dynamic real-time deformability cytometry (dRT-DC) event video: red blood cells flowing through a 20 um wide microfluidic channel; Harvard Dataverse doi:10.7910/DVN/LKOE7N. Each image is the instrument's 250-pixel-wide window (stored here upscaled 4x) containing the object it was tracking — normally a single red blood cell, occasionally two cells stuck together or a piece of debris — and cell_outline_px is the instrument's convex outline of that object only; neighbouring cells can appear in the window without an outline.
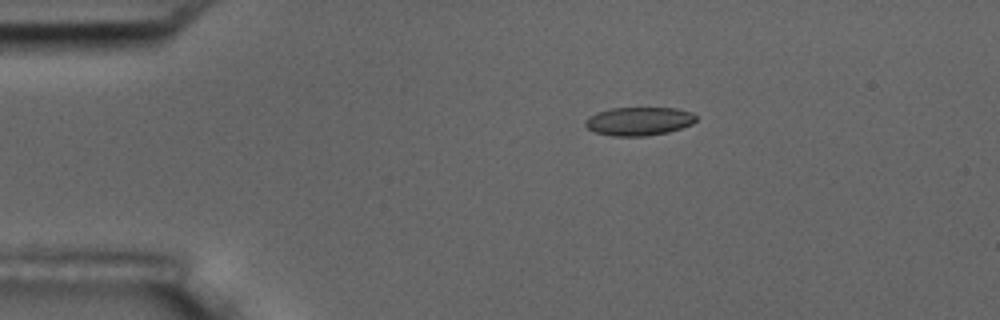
{"species": "common noctule bat (a hibernating species)", "species_latin": "Nyctalus noctula", "temperature_condition": "room temperature", "stored_images_in_passage": 3, "camera_frame_rate_fps": 3000, "um_per_image_px": 0.085, "animal": {"sex": "male", "body_mass_g": 17.5, "forearm_length_mm": 52.3}, "frame": {"image": 1, "passage_image": 1, "time_ms": 0.0, "image_size_px": [1000, 320], "cell_outline_px": [[696, 120], [692, 124], [668, 132], [644, 136], [612, 136], [596, 132], [588, 128], [584, 124], [584, 120], [588, 116], [596, 112], [612, 108], [676, 108], [692, 112], [696, 116]], "centroid_in_image_um": [54.29, 10.3], "position_along_channel_um": 30.7, "area_um2": 18.38}}